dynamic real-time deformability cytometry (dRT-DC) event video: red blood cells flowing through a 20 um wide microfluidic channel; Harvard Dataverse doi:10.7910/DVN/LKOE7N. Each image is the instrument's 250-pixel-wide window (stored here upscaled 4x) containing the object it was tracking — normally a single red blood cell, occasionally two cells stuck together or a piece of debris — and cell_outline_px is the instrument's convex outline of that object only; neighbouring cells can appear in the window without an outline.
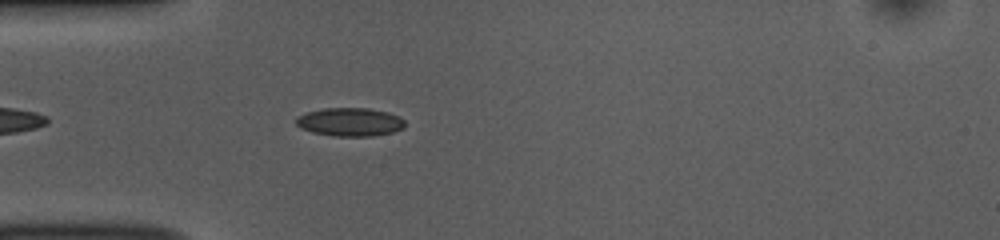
{"species": "common noctule bat (a hibernating species)", "species_latin": "Nyctalus noctula", "temperature_condition": "room temperature", "stored_images_in_passage": 40, "camera_frame_rate_fps": 3000, "um_per_image_px": 0.085, "animal": {"sex": "female", "body_mass_g": 10.0, "forearm_length_mm": 53.1}, "frame": {"image": 1, "passage_image": 3, "time_ms": 0.667, "image_size_px": [1000, 240], "cell_outline_px": [[404, 128], [392, 132], [372, 136], [332, 136], [312, 132], [300, 128], [296, 124], [296, 120], [300, 116], [308, 112], [324, 108], [368, 108], [388, 112], [400, 116], [404, 120]], "centroid_in_image_um": [29.77, 10.37], "position_along_channel_um": 55.2, "area_um2": 17.98}}
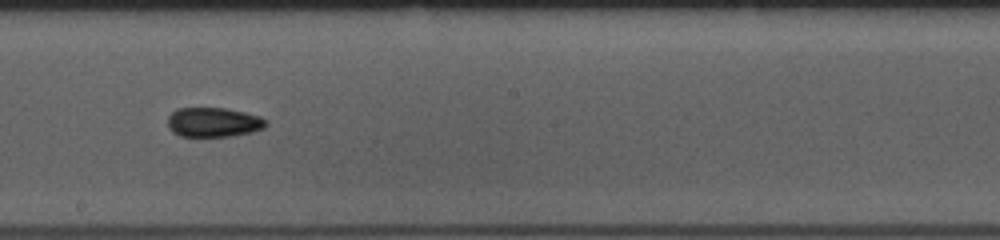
{"frame": {"image": 2, "passage_image": 17, "time_ms": 5.333, "image_size_px": [1000, 240], "cell_outline_px": [[268, 124], [264, 128], [252, 132], [232, 136], [180, 136], [172, 132], [168, 128], [168, 116], [176, 108], [224, 108], [244, 112], [260, 116], [268, 120]], "centroid_in_image_um": [18.16, 10.39], "position_along_channel_um": 230.0, "area_um2": 17.05}}
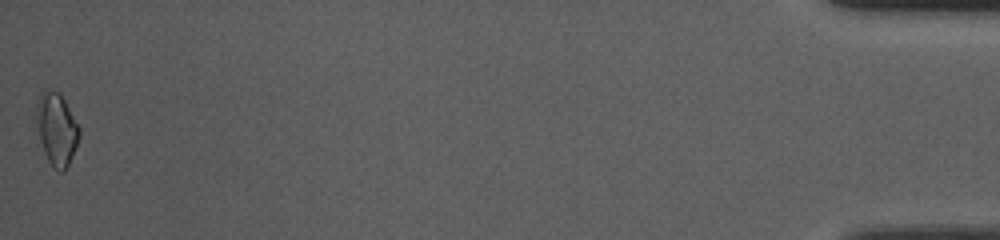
{"frame": {"image": 3, "passage_image": 40, "time_ms": 13.0, "image_size_px": [1000, 240], "cell_outline_px": [[80, 136], [68, 164], [64, 172], [60, 172], [52, 168], [44, 152], [36, 132], [36, 108], [40, 92], [48, 88], [60, 92], [80, 128]], "centroid_in_image_um": [4.78, 10.95], "position_along_channel_um": 430.4, "area_um2": 18.32}, "authors_computed_cell_mechanics": {"area_um2": 16.3863, "velocity_mm_per_s": 3.852, "shape_relaxation_time_tau1_ms": 9.8185, "shape_relaxation_time_tau2_ms": 4.8096, "deformation_change_tau1": 0.1761, "deformation_change_tau2": 0.113}}